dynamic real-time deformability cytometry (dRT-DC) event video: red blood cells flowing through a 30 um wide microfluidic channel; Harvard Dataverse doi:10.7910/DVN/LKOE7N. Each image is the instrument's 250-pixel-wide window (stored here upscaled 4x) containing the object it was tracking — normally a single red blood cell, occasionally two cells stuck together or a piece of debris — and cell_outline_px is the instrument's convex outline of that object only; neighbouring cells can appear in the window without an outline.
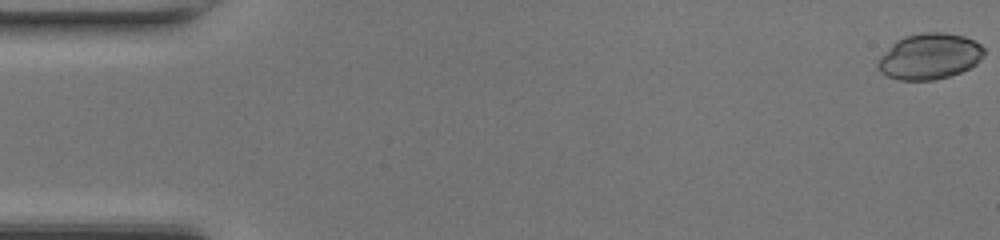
{"species": "common noctule bat (a hibernating species)", "species_latin": "Nyctalus noctula", "temperature_condition": "room temperature", "stored_images_in_passage": 49, "camera_frame_rate_fps": 3000, "um_per_image_px": 0.085, "animal": {"sex": "female", "body_mass_g": 17.0, "forearm_length_mm": 48.0}, "frame": {"image": 1, "passage_image": 1, "time_ms": 0.0, "image_size_px": [1000, 240], "cell_outline_px": [[984, 52], [980, 60], [976, 64], [960, 72], [948, 76], [932, 80], [900, 80], [888, 76], [880, 72], [880, 60], [892, 44], [904, 36], [920, 32], [940, 32], [964, 36], [980, 44], [984, 48]], "centroid_in_image_um": [79.05, 4.78], "position_along_channel_um": 6.0, "area_um2": 27.86}}
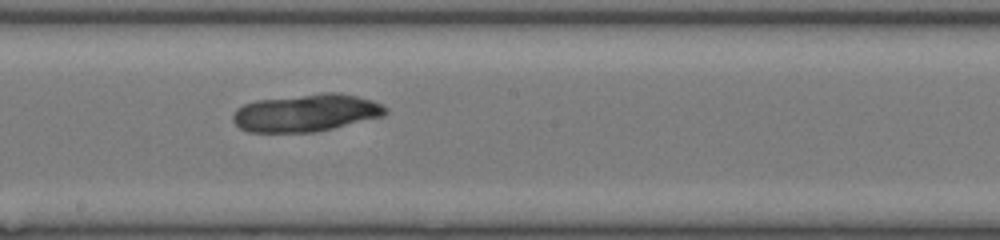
{"frame": {"image": 2, "passage_image": 27, "time_ms": 8.667, "image_size_px": [1000, 240], "cell_outline_px": [[388, 112], [384, 116], [316, 132], [248, 132], [240, 128], [232, 120], [232, 116], [236, 108], [244, 104], [256, 100], [324, 92], [336, 92], [356, 96], [372, 100], [388, 108]], "centroid_in_image_um": [26.01, 9.59], "position_along_channel_um": 222.2, "area_um2": 33.47}}
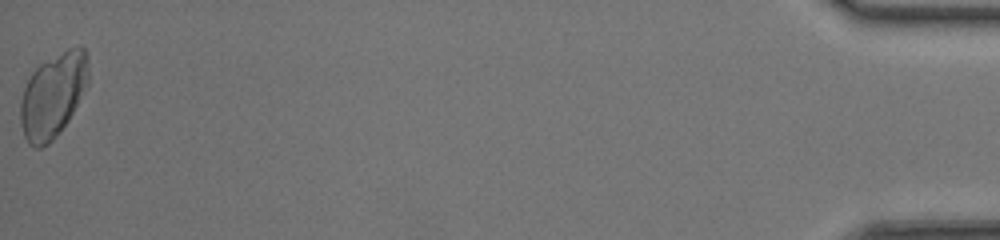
{"frame": {"image": 3, "passage_image": 49, "time_ms": 16.0, "image_size_px": [1000, 240], "cell_outline_px": [[88, 84], [68, 120], [52, 140], [48, 144], [40, 148], [36, 148], [28, 144], [24, 136], [20, 124], [20, 100], [24, 88], [32, 72], [40, 64], [68, 48], [80, 44], [84, 48], [88, 56]], "centroid_in_image_um": [4.5, 8.09], "position_along_channel_um": 430.7, "area_um2": 33.41}}